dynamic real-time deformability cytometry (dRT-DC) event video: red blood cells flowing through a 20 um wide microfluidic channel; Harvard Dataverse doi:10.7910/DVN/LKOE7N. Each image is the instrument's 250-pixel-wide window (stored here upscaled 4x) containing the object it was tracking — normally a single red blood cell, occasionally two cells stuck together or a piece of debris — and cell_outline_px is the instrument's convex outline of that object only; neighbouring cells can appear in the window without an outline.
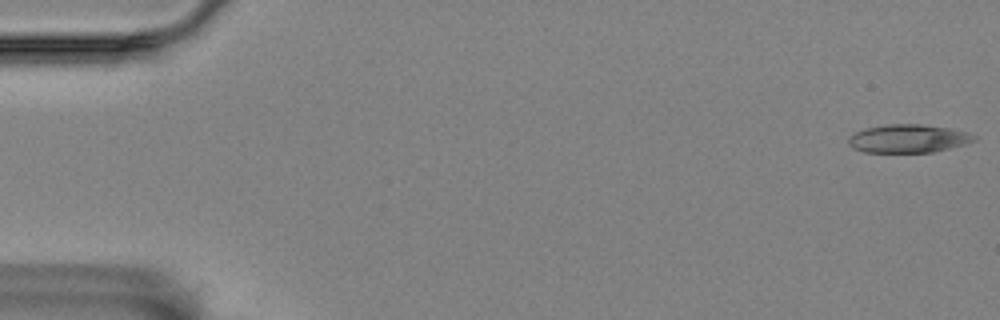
{"species": "Egyptian fruit bat (a non-hibernating species)", "species_latin": "Rousettus aegyptiacus", "temperature_condition": "room temperature", "stored_images_in_passage": 3, "camera_frame_rate_fps": 3000, "um_per_image_px": 0.085, "animal": {"sex": "female"}, "frame": {"image": 1, "passage_image": 1, "time_ms": 0.0, "image_size_px": [1000, 320], "cell_outline_px": [[976, 140], [964, 144], [932, 152], [864, 152], [852, 148], [848, 144], [848, 136], [864, 128], [888, 124], [920, 124], [948, 128], [964, 132], [976, 136]], "centroid_in_image_um": [77.13, 11.78], "position_along_channel_um": 7.9, "area_um2": 20.52}}